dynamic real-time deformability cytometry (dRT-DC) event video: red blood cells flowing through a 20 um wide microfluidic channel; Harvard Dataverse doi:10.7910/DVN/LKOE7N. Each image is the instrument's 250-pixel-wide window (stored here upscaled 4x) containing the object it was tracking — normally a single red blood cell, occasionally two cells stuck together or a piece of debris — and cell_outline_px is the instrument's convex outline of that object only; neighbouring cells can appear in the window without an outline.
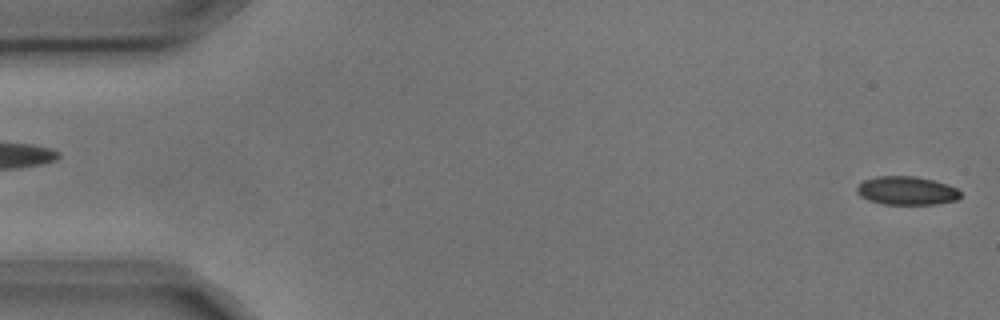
{"species": "common noctule bat (a hibernating species)", "species_latin": "Nyctalus noctula", "temperature_condition": "cold", "stored_images_in_passage": 5, "camera_frame_rate_fps": 3000, "um_per_image_px": 0.085, "animal": {"sex": "male", "body_mass_g": 17.9, "forearm_length_mm": 54.2}, "frame": {"image": 1, "passage_image": 5, "time_ms": 1.333, "image_size_px": [1000, 320], "cell_outline_px": [[960, 196], [956, 200], [936, 204], [884, 204], [868, 200], [860, 196], [856, 192], [856, 188], [864, 180], [876, 176], [916, 176], [948, 184], [956, 188], [960, 192]], "centroid_in_image_um": [77.05, 16.2], "position_along_channel_um": 8.0, "area_um2": 17.17}}